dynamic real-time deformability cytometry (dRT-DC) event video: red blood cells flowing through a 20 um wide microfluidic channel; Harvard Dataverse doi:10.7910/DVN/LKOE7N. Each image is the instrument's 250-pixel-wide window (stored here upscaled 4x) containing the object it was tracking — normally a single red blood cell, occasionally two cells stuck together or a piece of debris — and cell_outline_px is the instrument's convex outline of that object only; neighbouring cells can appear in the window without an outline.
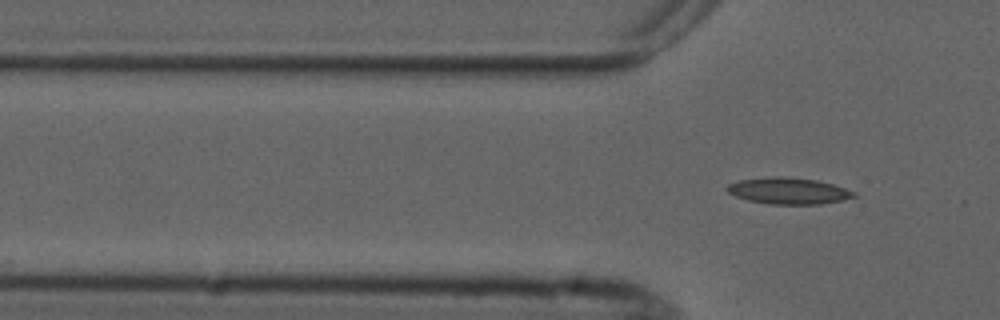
{"species": "common noctule bat (a hibernating species)", "species_latin": "Nyctalus noctula", "temperature_condition": "cold", "stored_images_in_passage": 3, "camera_frame_rate_fps": 3000, "um_per_image_px": 0.085, "animal": {"sex": "male", "forearm_length_mm": 52.5}, "frame": {"image": 1, "passage_image": 3, "time_ms": 3.667, "image_size_px": [1000, 320], "cell_outline_px": [[856, 196], [840, 200], [820, 204], [768, 204], [748, 200], [736, 196], [728, 192], [724, 188], [728, 184], [740, 180], [768, 176], [784, 176], [816, 180], [832, 184], [856, 192]], "centroid_in_image_um": [66.97, 16.21], "position_along_channel_um": 58.8, "area_um2": 19.48}}